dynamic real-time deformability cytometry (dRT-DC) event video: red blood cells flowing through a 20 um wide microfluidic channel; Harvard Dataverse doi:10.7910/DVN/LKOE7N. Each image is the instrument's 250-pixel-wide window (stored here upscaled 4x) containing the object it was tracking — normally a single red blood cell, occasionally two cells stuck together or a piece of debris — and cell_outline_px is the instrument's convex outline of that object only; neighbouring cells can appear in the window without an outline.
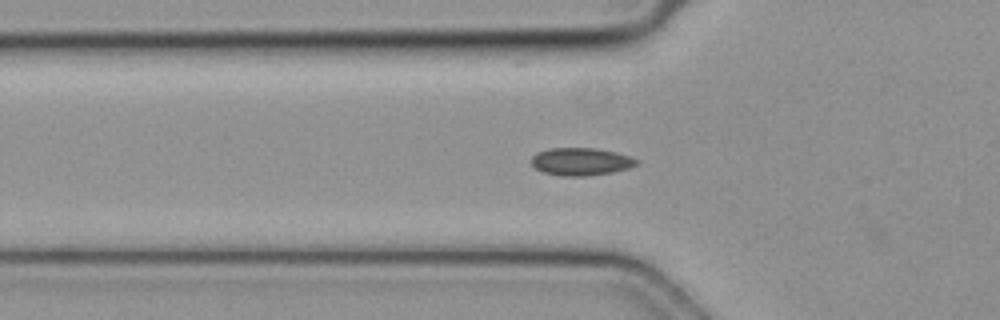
{"species": "common noctule bat (a hibernating species)", "species_latin": "Nyctalus noctula", "temperature_condition": "cold", "stored_images_in_passage": 45, "camera_frame_rate_fps": 3000, "um_per_image_px": 0.085, "animal": {"sex": "female", "body_mass_g": 19.3, "forearm_length_mm": 54.1}, "frame": {"image": 1, "passage_image": 17, "time_ms": 5.333, "image_size_px": [1000, 320], "cell_outline_px": [[640, 160], [636, 164], [628, 168], [612, 172], [584, 176], [560, 176], [544, 172], [536, 168], [532, 164], [532, 156], [536, 152], [548, 148], [596, 148], [616, 152]], "centroid_in_image_um": [49.36, 13.73], "position_along_channel_um": 76.4, "area_um2": 16.88}}
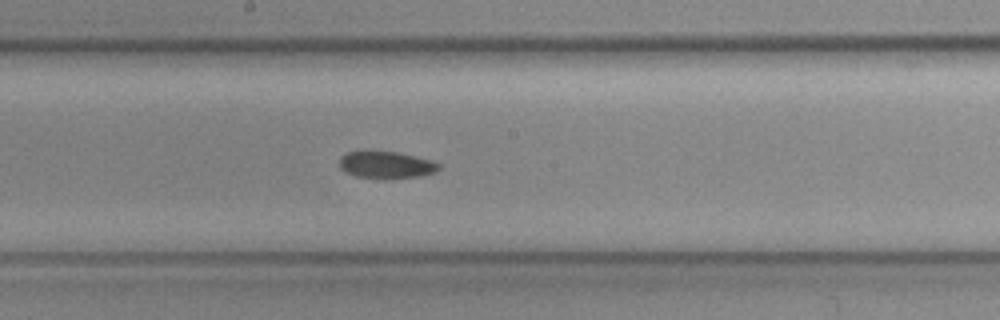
{"frame": {"image": 2, "passage_image": 27, "time_ms": 8.667, "image_size_px": [1000, 320], "cell_outline_px": [[440, 168], [436, 172], [424, 176], [384, 180], [356, 176], [340, 168], [340, 156], [348, 152], [396, 152], [432, 160], [440, 164]], "centroid_in_image_um": [32.88, 14.05], "position_along_channel_um": 215.3, "area_um2": 15.78}}
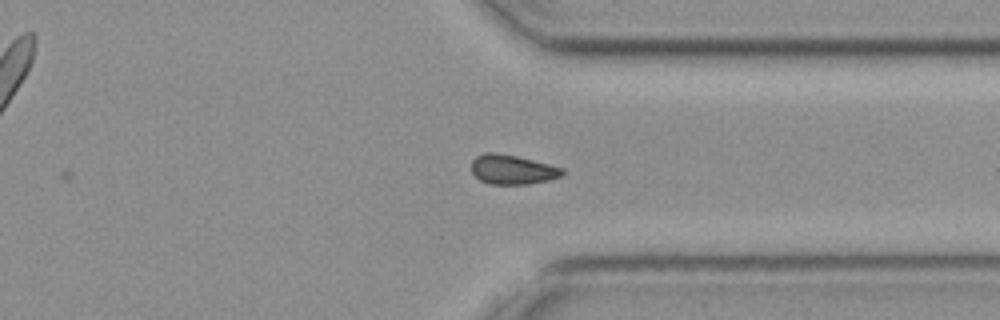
{"frame": {"image": 3, "passage_image": 38, "time_ms": 12.333, "image_size_px": [1000, 320], "cell_outline_px": [[564, 176], [548, 180], [528, 184], [488, 184], [480, 180], [472, 172], [472, 160], [476, 156], [484, 152], [492, 152], [516, 156], [564, 168]], "centroid_in_image_um": [43.56, 14.42], "position_along_channel_um": 367.8, "area_um2": 15.61}}